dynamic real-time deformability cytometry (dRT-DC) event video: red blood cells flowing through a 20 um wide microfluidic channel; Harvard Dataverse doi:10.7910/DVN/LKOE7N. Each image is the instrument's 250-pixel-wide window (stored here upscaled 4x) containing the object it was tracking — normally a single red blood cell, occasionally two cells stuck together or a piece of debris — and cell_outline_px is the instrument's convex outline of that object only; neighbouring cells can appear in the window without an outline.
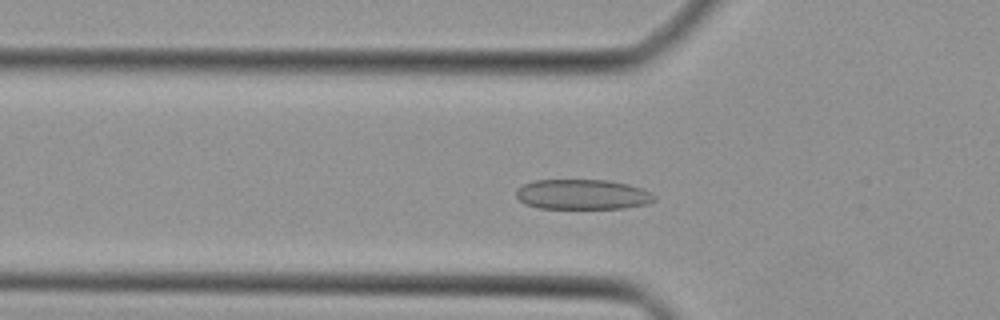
{"species": "Egyptian fruit bat (a non-hibernating species)", "species_latin": "Rousettus aegyptiacus", "temperature_condition": "cold", "stored_images_in_passage": 35, "camera_frame_rate_fps": 3000, "um_per_image_px": 0.085, "animal": {"sex": "female"}, "frame": {"image": 1, "passage_image": 5, "time_ms": 1.333, "image_size_px": [1000, 320], "cell_outline_px": [[656, 200], [648, 204], [624, 208], [540, 208], [524, 204], [516, 196], [516, 188], [524, 184], [536, 180], [608, 180], [628, 184], [640, 188], [656, 196]], "centroid_in_image_um": [49.5, 16.53], "position_along_channel_um": 76.3, "area_um2": 24.22}}
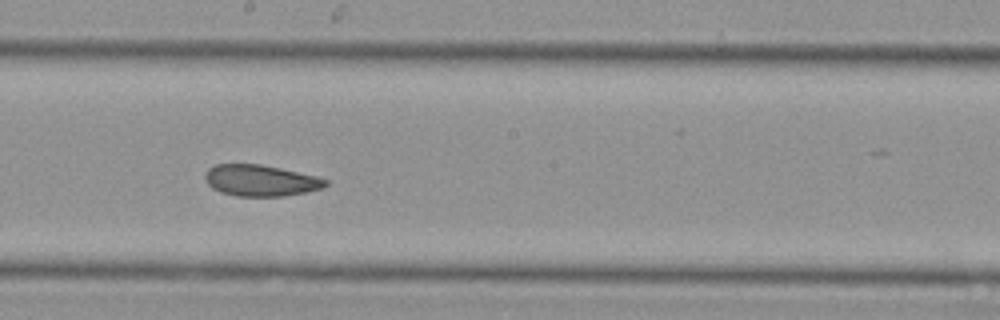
{"frame": {"image": 2, "passage_image": 15, "time_ms": 4.667, "image_size_px": [1000, 320], "cell_outline_px": [[328, 184], [324, 188], [308, 192], [284, 196], [236, 196], [220, 192], [212, 188], [208, 184], [204, 176], [204, 172], [208, 168], [216, 164], [260, 164], [280, 168], [316, 176], [328, 180]], "centroid_in_image_um": [22.15, 15.34], "position_along_channel_um": 226.1, "area_um2": 22.14}}
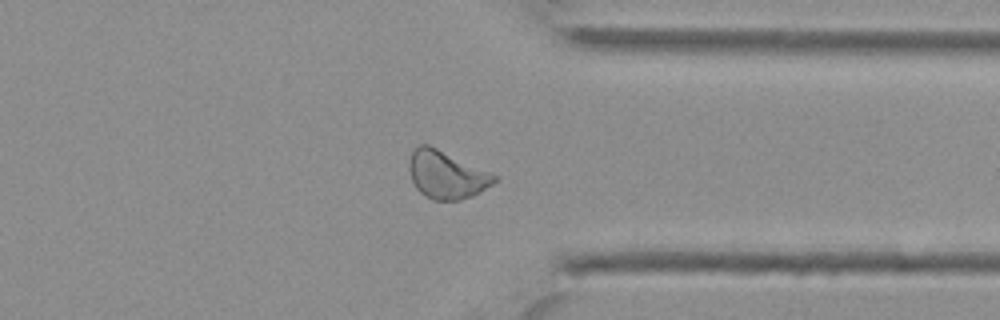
{"frame": {"image": 3, "passage_image": 25, "time_ms": 8.0, "image_size_px": [1000, 320], "cell_outline_px": [[500, 176], [492, 184], [480, 192], [472, 196], [460, 200], [432, 200], [424, 196], [416, 188], [412, 180], [408, 168], [408, 160], [412, 152], [420, 144], [428, 144]], "centroid_in_image_um": [37.94, 14.86], "position_along_channel_um": 373.5, "area_um2": 23.81}}